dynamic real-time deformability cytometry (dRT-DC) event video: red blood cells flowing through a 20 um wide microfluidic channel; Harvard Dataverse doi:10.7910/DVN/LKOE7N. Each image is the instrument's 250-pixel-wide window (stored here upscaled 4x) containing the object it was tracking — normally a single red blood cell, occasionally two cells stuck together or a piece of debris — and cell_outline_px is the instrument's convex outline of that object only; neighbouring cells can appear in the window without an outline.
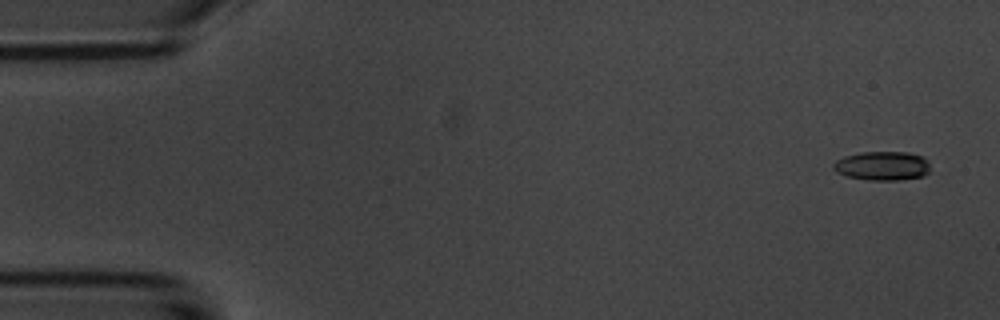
{"species": "common noctule bat (a hibernating species)", "species_latin": "Nyctalus noctula", "temperature_condition": "room temperature", "stored_images_in_passage": 8, "camera_frame_rate_fps": 3000, "um_per_image_px": 0.085, "animal": {"sex": "male", "body_mass_g": 20.1, "forearm_length_mm": 53.5}, "frame": {"image": 1, "passage_image": 1, "time_ms": 0.0, "image_size_px": [1000, 320], "cell_outline_px": [[928, 172], [924, 176], [900, 180], [868, 180], [848, 176], [836, 172], [832, 168], [832, 164], [836, 160], [844, 156], [860, 152], [908, 152], [924, 156], [928, 160]], "centroid_in_image_um": [74.99, 14.09], "position_along_channel_um": 10.0, "area_um2": 16.53}}
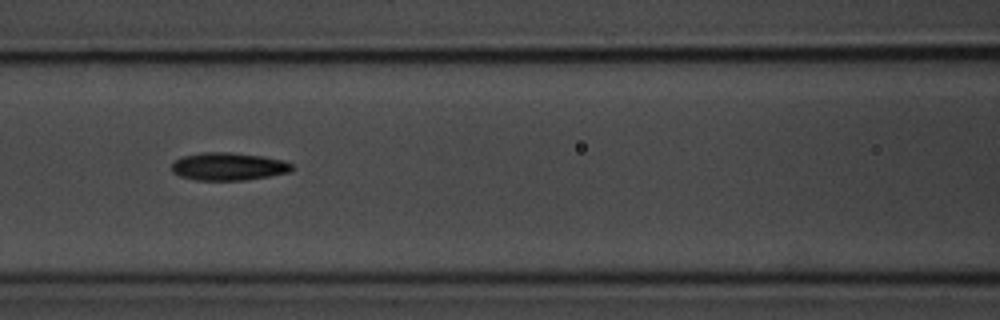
{"frame": {"image": 2, "passage_image": 7, "time_ms": 7.0, "image_size_px": [1000, 320], "cell_outline_px": [[292, 168], [288, 172], [268, 176], [244, 180], [196, 180], [180, 176], [172, 172], [172, 164], [176, 160], [184, 156], [200, 152], [232, 152], [264, 156], [284, 160], [292, 164]], "centroid_in_image_um": [19.41, 14.14], "position_along_channel_um": 147.2, "area_um2": 19.42}}
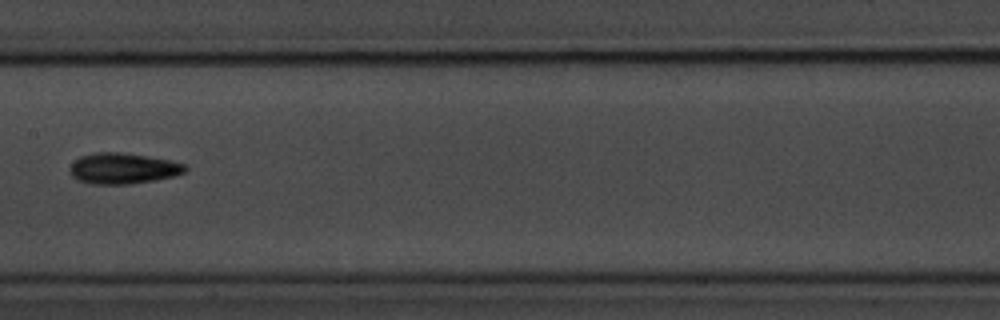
{"frame": {"image": 3, "passage_image": 8, "time_ms": 8.333, "image_size_px": [1000, 320], "cell_outline_px": [[188, 168], [184, 172], [172, 176], [152, 180], [128, 184], [92, 184], [76, 180], [72, 176], [68, 168], [80, 156], [96, 152], [124, 152], [148, 156], [168, 160], [184, 164]], "centroid_in_image_um": [10.4, 14.31], "position_along_channel_um": 197.0, "area_um2": 20.63}}